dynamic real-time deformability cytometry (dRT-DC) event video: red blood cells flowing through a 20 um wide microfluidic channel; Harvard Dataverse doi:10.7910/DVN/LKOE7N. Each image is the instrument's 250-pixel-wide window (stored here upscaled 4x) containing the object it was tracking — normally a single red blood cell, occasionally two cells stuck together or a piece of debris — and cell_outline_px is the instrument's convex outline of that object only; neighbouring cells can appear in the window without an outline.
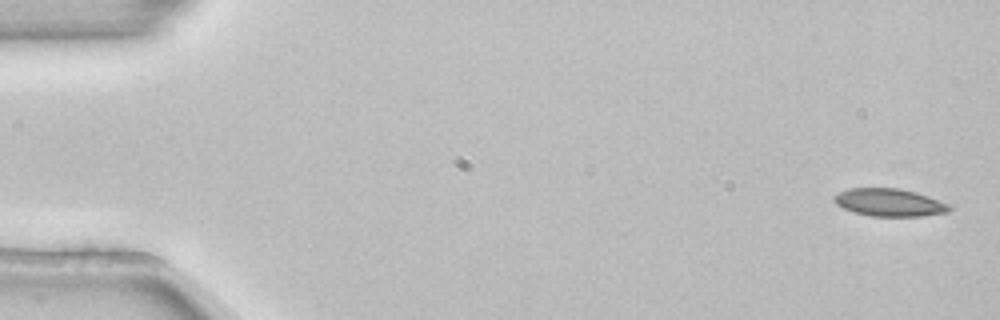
{"species": "common noctule bat (a hibernating species)", "species_latin": "Nyctalus noctula", "temperature_condition": "room temperature", "stored_images_in_passage": 6, "camera_frame_rate_fps": 3000, "um_per_image_px": 0.085, "animal": {"sex": "female", "body_mass_g": 22.7, "forearm_length_mm": 54.2}, "frame": {"image": 1, "passage_image": 1, "time_ms": 0.0, "image_size_px": [1000, 320], "cell_outline_px": [[952, 208], [948, 212], [920, 216], [872, 216], [852, 212], [836, 204], [832, 200], [832, 196], [848, 188], [900, 188], [916, 192], [928, 196], [948, 204]], "centroid_in_image_um": [75.56, 17.2], "position_along_channel_um": 9.4, "area_um2": 18.61}}
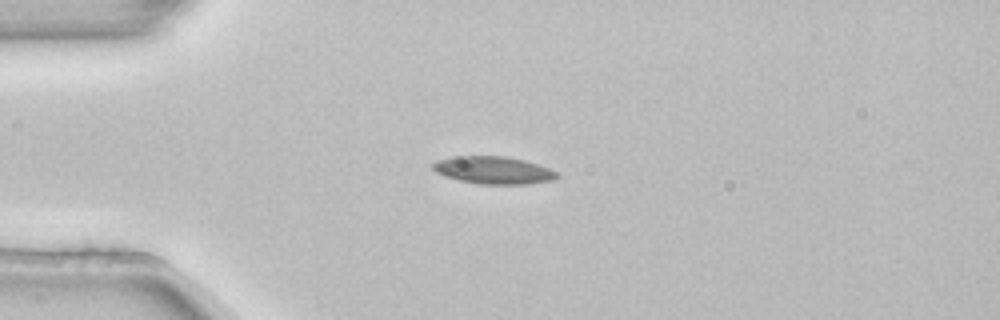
{"frame": {"image": 2, "passage_image": 3, "time_ms": 0.667, "image_size_px": [1000, 320], "cell_outline_px": [[560, 176], [552, 180], [524, 184], [480, 184], [460, 180], [444, 176], [436, 172], [432, 168], [432, 164], [436, 160], [452, 156], [504, 156], [524, 160], [548, 168], [556, 172]], "centroid_in_image_um": [41.9, 14.46], "position_along_channel_um": 43.1, "area_um2": 19.77}}